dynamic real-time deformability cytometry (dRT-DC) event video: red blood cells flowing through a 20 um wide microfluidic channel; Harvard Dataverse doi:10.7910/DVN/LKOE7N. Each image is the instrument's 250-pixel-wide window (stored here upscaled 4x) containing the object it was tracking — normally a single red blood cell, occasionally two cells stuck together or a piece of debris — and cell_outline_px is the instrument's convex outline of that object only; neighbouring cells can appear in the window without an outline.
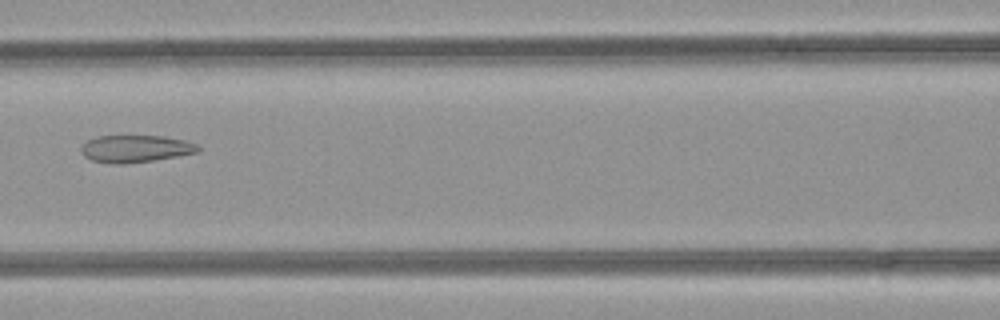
{"species": "common noctule bat (a hibernating species)", "species_latin": "Nyctalus noctula", "temperature_condition": "room temperature", "stored_images_in_passage": 3, "camera_frame_rate_fps": 3000, "um_per_image_px": 0.085, "animal": {"sex": "female", "body_mass_g": 21.9}, "frame": {"image": 1, "passage_image": 3, "time_ms": 0.667, "image_size_px": [1000, 320], "cell_outline_px": [[200, 152], [152, 160], [124, 164], [116, 164], [92, 160], [84, 156], [80, 148], [88, 140], [100, 136], [164, 136], [184, 140], [196, 144], [200, 148]], "centroid_in_image_um": [11.53, 12.64], "position_along_channel_um": 155.1, "area_um2": 18.32}}